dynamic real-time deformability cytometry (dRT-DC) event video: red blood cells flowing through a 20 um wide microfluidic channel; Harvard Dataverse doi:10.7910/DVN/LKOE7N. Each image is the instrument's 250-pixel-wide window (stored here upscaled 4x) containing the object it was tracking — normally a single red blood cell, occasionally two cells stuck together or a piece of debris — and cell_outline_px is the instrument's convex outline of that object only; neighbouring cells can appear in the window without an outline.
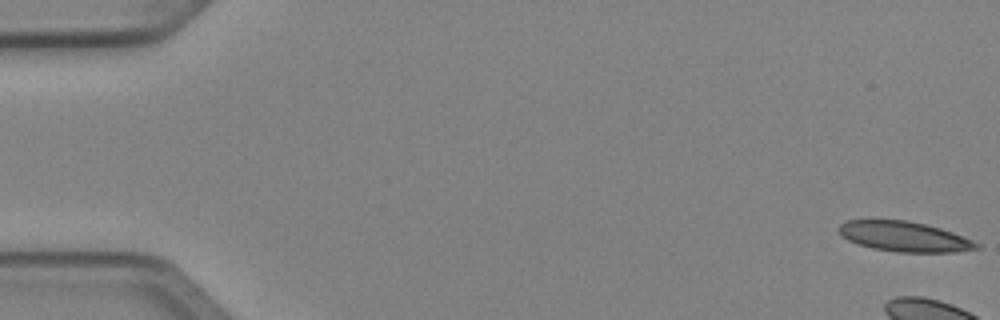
{"species": "Egyptian fruit bat (a non-hibernating species)", "species_latin": "Rousettus aegyptiacus", "temperature_condition": "cold", "stored_images_in_passage": 7, "camera_frame_rate_fps": 3000, "um_per_image_px": 0.085, "animal": {"sex": "female"}, "frame": {"image": 1, "passage_image": 1, "time_ms": 0.0, "image_size_px": [1000, 320], "cell_outline_px": [[984, 244], [980, 248], [956, 252], [896, 252], [872, 248], [848, 240], [840, 236], [836, 232], [836, 228], [840, 224], [848, 220], [908, 220], [940, 228], [952, 232]], "centroid_in_image_um": [76.87, 20.11], "position_along_channel_um": 8.1, "area_um2": 24.39}}